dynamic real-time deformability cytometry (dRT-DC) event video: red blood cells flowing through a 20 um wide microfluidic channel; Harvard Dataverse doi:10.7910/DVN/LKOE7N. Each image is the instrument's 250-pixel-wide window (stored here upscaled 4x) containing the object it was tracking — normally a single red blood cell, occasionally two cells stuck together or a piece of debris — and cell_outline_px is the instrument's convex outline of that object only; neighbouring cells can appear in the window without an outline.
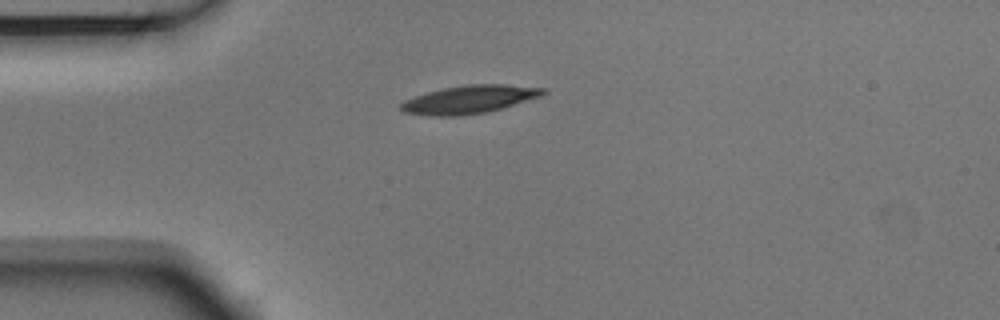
{"species": "Egyptian fruit bat (a non-hibernating species)", "species_latin": "Rousettus aegyptiacus", "temperature_condition": "room temperature", "stored_images_in_passage": 4, "camera_frame_rate_fps": 3000, "um_per_image_px": 0.085, "animal": {"sex": "male"}, "frame": {"image": 1, "passage_image": 1, "time_ms": 0.0, "image_size_px": [1000, 320], "cell_outline_px": [[548, 92], [544, 96], [500, 108], [484, 112], [456, 116], [432, 116], [404, 112], [400, 108], [400, 104], [404, 100], [428, 92], [444, 88], [468, 84], [504, 84], [548, 88]], "centroid_in_image_um": [39.95, 8.44], "position_along_channel_um": 45.0, "area_um2": 23.18}}
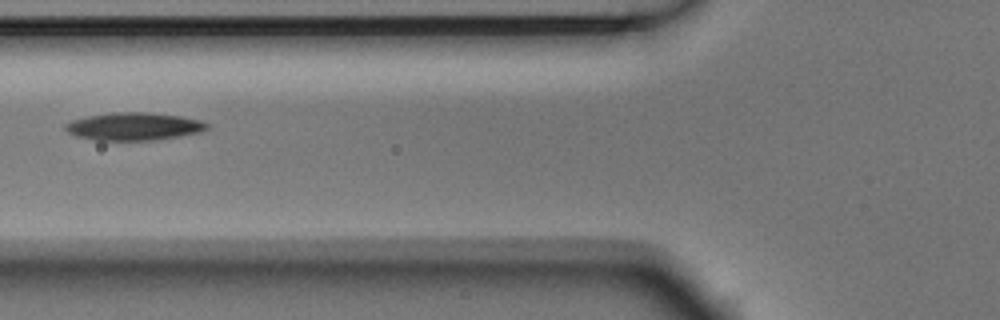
{"frame": {"image": 2, "passage_image": 3, "time_ms": 0.667, "image_size_px": [1000, 320], "cell_outline_px": [[208, 128], [200, 132], [152, 140], [96, 140], [76, 136], [68, 132], [64, 128], [64, 124], [72, 120], [88, 116], [112, 112], [148, 112], [180, 116], [200, 120], [208, 124]], "centroid_in_image_um": [11.34, 10.73], "position_along_channel_um": 114.5, "area_um2": 22.72}}
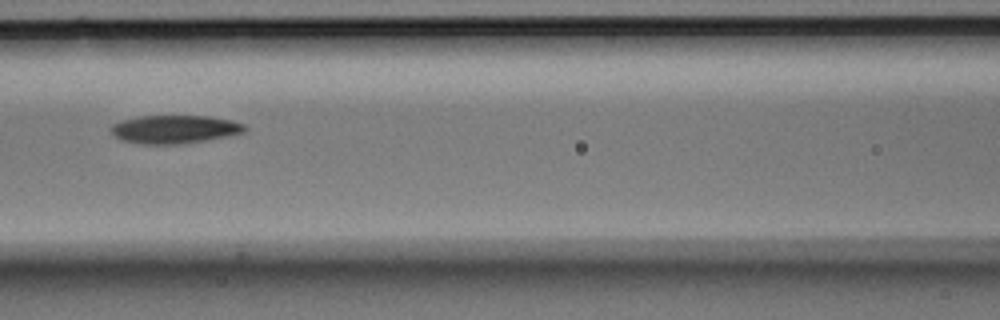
{"frame": {"image": 3, "passage_image": 4, "time_ms": 1.0, "image_size_px": [1000, 320], "cell_outline_px": [[248, 128], [244, 132], [228, 136], [180, 144], [140, 144], [124, 140], [116, 136], [112, 132], [112, 124], [124, 120], [140, 116], [208, 116], [228, 120], [244, 124]], "centroid_in_image_um": [14.87, 10.99], "position_along_channel_um": 151.7, "area_um2": 21.68}}